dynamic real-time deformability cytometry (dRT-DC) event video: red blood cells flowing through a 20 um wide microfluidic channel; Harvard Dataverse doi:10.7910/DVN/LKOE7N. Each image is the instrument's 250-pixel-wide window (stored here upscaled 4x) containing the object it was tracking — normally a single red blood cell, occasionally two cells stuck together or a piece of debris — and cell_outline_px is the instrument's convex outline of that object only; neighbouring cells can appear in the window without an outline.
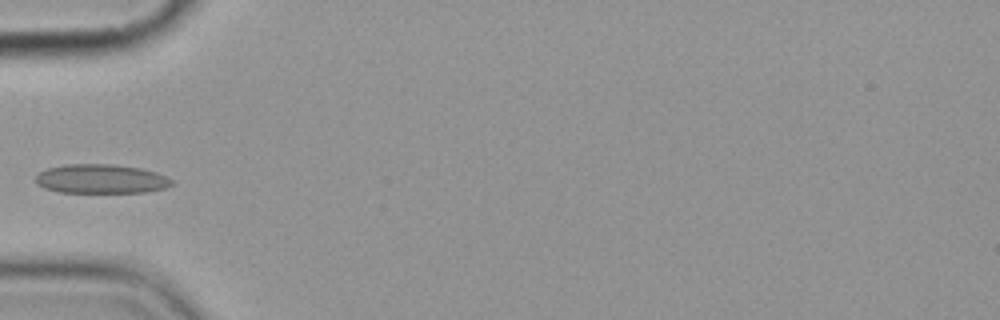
{"species": "common noctule bat (a hibernating species)", "species_latin": "Nyctalus noctula", "temperature_condition": "cold", "stored_images_in_passage": 9, "camera_frame_rate_fps": 3000, "um_per_image_px": 0.085, "animal": {"sex": "female", "body_mass_g": 19.9}, "frame": {"image": 1, "passage_image": 4, "time_ms": 4.667, "image_size_px": [1000, 320], "cell_outline_px": [[176, 184], [164, 188], [144, 192], [60, 192], [44, 188], [36, 184], [36, 176], [40, 172], [48, 168], [64, 164], [112, 164], [140, 168], [156, 172], [172, 180]], "centroid_in_image_um": [8.58, 15.2], "position_along_channel_um": 76.4, "area_um2": 23.06}}
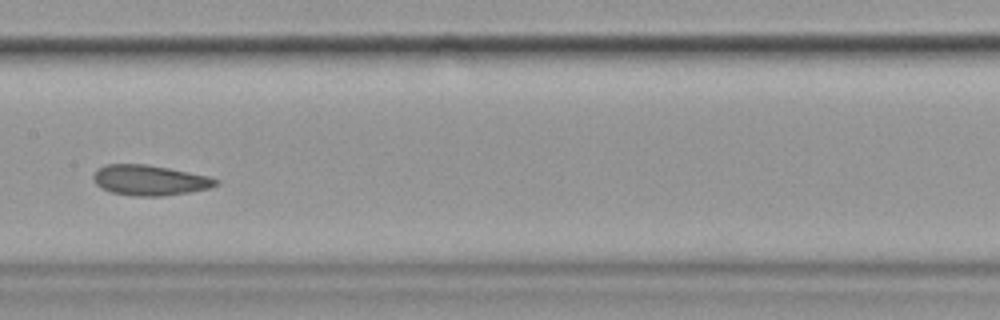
{"frame": {"image": 2, "passage_image": 7, "time_ms": 8.0, "image_size_px": [1000, 320], "cell_outline_px": [[220, 184], [208, 188], [188, 192], [164, 196], [136, 196], [112, 192], [100, 188], [96, 184], [92, 176], [96, 168], [104, 164], [144, 164], [168, 168], [208, 176], [220, 180]], "centroid_in_image_um": [12.69, 15.31], "position_along_channel_um": 194.7, "area_um2": 21.68}}
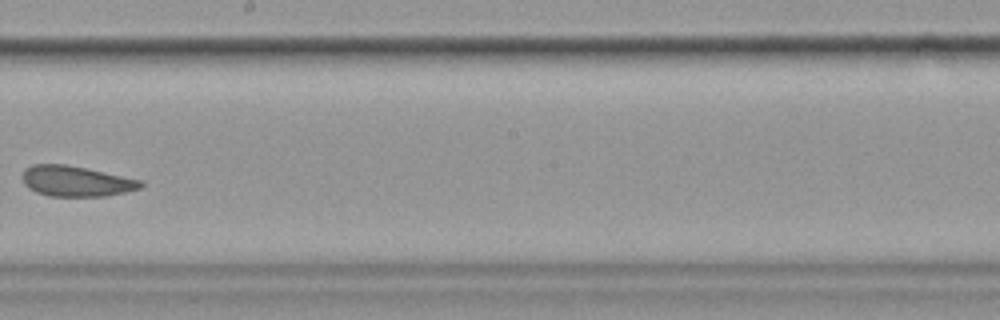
{"frame": {"image": 3, "passage_image": 8, "time_ms": 9.333, "image_size_px": [1000, 320], "cell_outline_px": [[144, 184], [140, 188], [124, 192], [104, 196], [48, 196], [36, 192], [28, 188], [24, 184], [20, 176], [24, 168], [32, 164], [64, 164], [88, 168], [144, 180]], "centroid_in_image_um": [6.44, 15.39], "position_along_channel_um": 241.8, "area_um2": 21.39}}